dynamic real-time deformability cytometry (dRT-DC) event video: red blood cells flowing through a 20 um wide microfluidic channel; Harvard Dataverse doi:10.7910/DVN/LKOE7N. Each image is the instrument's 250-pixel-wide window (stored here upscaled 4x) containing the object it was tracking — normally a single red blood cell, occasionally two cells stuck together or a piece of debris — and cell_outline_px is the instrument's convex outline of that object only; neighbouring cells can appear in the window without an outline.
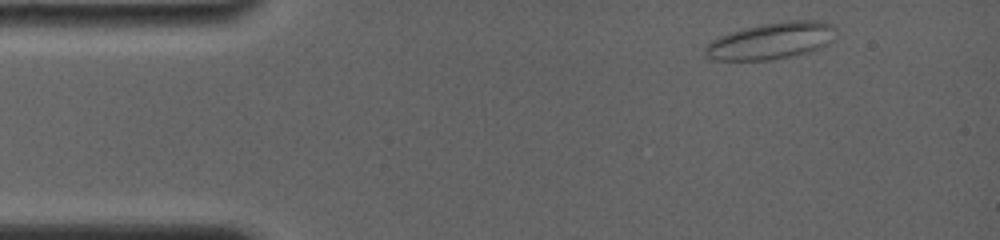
{"species": "common noctule bat (a hibernating species)", "species_latin": "Nyctalus noctula", "temperature_condition": "room temperature", "stored_images_in_passage": 8, "camera_frame_rate_fps": 4000, "um_per_image_px": 0.085, "animal": {"sex": "female", "body_mass_g": 19.0, "forearm_length_mm": 56.7}, "frame": {"image": 1, "passage_image": 1, "time_ms": 0.0, "image_size_px": [1000, 240], "cell_outline_px": [[836, 28], [832, 40], [828, 44], [812, 52], [772, 60], [712, 60], [704, 56], [704, 48], [712, 40], [720, 36], [744, 28], [764, 24], [788, 20], [820, 20], [832, 24]], "centroid_in_image_um": [65.58, 3.48], "position_along_channel_um": 19.4, "area_um2": 28.15}}
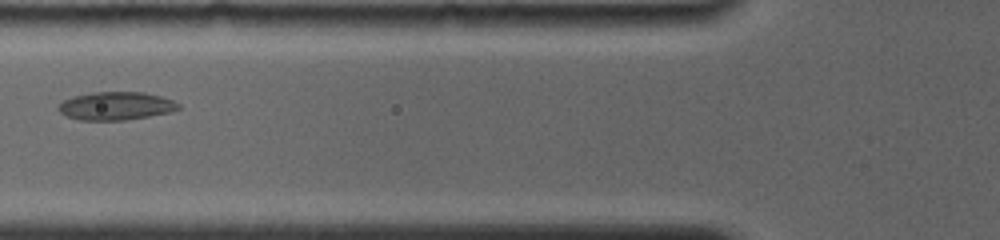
{"frame": {"image": 2, "passage_image": 6, "time_ms": 4.5, "image_size_px": [1000, 240], "cell_outline_px": [[180, 108], [172, 112], [124, 120], [80, 120], [68, 116], [60, 112], [56, 108], [64, 100], [72, 96], [92, 92], [144, 92], [160, 96], [172, 100], [180, 104]], "centroid_in_image_um": [9.86, 9.0], "position_along_channel_um": 115.9, "area_um2": 19.65}}
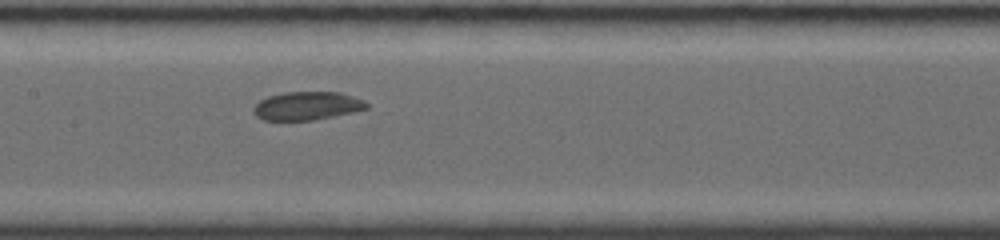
{"frame": {"image": 3, "passage_image": 8, "time_ms": 6.25, "image_size_px": [1000, 240], "cell_outline_px": [[368, 108], [352, 112], [312, 120], [264, 120], [256, 116], [252, 112], [252, 108], [260, 100], [268, 96], [284, 92], [340, 92], [364, 100], [368, 104]], "centroid_in_image_um": [26.07, 8.99], "position_along_channel_um": 181.3, "area_um2": 18.61}}